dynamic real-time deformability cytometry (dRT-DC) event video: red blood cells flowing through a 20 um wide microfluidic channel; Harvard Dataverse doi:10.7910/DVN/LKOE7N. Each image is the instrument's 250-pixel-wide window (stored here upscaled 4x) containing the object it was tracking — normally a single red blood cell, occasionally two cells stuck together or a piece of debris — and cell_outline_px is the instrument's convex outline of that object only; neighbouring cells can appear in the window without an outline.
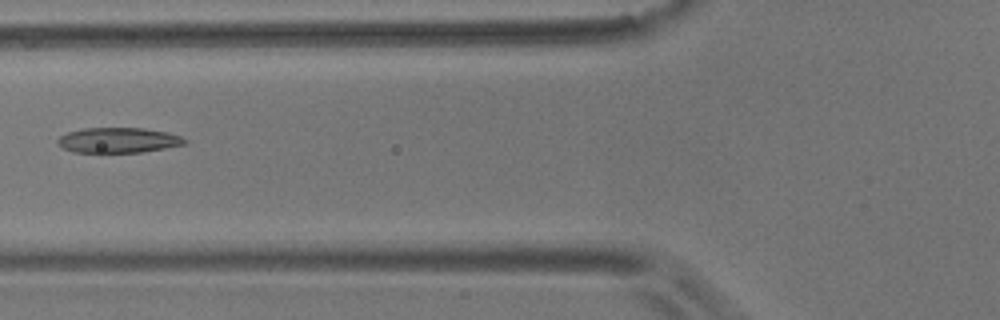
{"species": "common noctule bat (a hibernating species)", "species_latin": "Nyctalus noctula", "temperature_condition": "room temperature", "stored_images_in_passage": 12, "camera_frame_rate_fps": 3000, "um_per_image_px": 0.085, "animal": {"sex": "male", "body_mass_g": 17.9}, "frame": {"image": 1, "passage_image": 3, "time_ms": 0.667, "image_size_px": [1000, 320], "cell_outline_px": [[188, 144], [140, 152], [72, 152], [56, 144], [56, 140], [60, 136], [68, 132], [84, 128], [144, 128], [168, 132], [180, 136], [188, 140]], "centroid_in_image_um": [10.06, 11.91], "position_along_channel_um": 115.7, "area_um2": 18.73}}
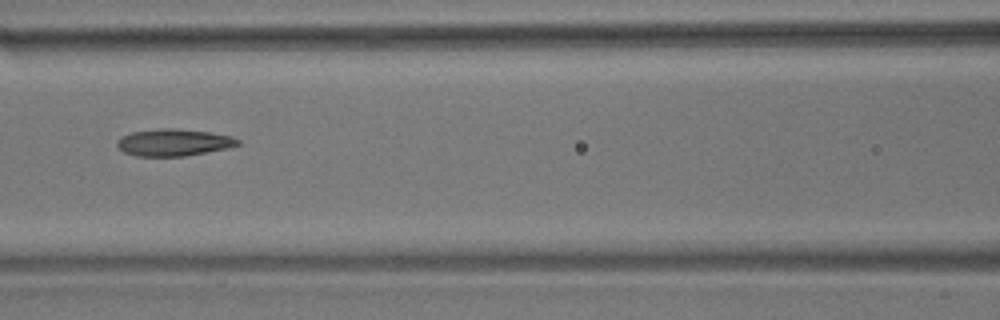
{"frame": {"image": 2, "passage_image": 4, "time_ms": 1.0, "image_size_px": [1000, 320], "cell_outline_px": [[240, 144], [228, 148], [184, 156], [136, 156], [124, 152], [116, 144], [116, 140], [120, 136], [132, 132], [160, 128], [176, 128], [208, 132], [232, 136], [240, 140]], "centroid_in_image_um": [14.75, 12.1], "position_along_channel_um": 151.9, "area_um2": 19.02}}
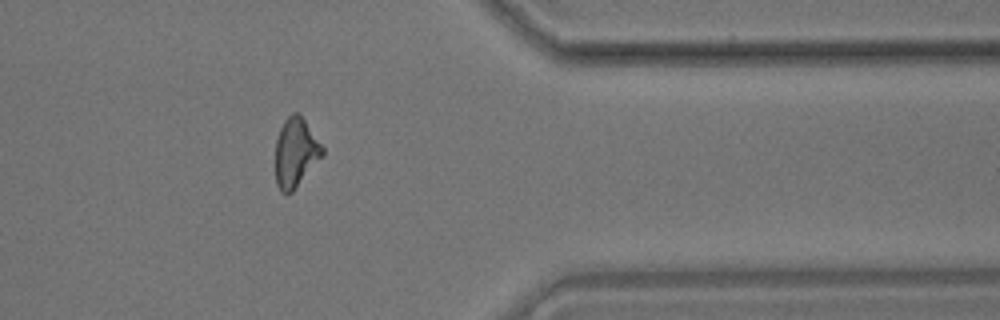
{"frame": {"image": 3, "passage_image": 10, "time_ms": 3.0, "image_size_px": [1000, 320], "cell_outline_px": [[324, 156], [292, 192], [280, 192], [276, 184], [276, 140], [280, 128], [284, 120], [292, 112], [296, 112], [304, 120], [324, 148]], "centroid_in_image_um": [25.13, 12.98], "position_along_channel_um": 386.3, "area_um2": 18.84}}